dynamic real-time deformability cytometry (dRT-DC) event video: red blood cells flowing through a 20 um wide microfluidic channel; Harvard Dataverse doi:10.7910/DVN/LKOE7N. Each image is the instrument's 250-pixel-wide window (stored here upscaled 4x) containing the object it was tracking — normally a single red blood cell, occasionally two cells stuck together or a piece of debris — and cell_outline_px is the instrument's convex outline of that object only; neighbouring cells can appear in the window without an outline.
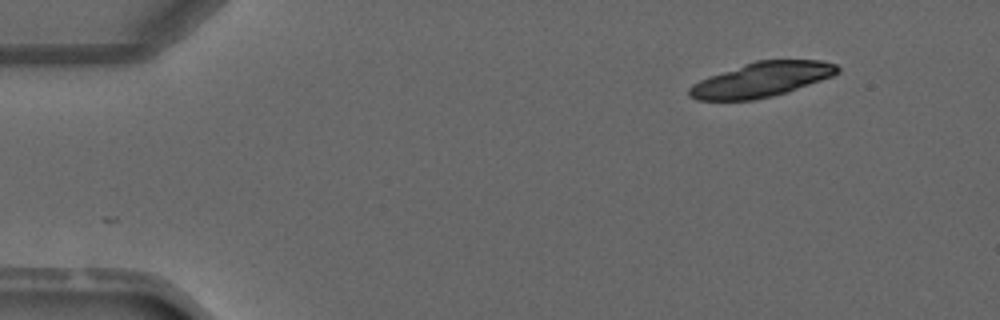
{"species": "common noctule bat (a hibernating species)", "species_latin": "Nyctalus noctula", "temperature_condition": "warm", "stored_images_in_passage": 4, "camera_frame_rate_fps": 3000, "um_per_image_px": 0.085, "animal": {"sex": "male", "forearm_length_mm": 52.5}, "frame": {"image": 1, "passage_image": 4, "time_ms": 3.667, "image_size_px": [1000, 320], "cell_outline_px": [[840, 72], [832, 76], [788, 92], [756, 100], [696, 100], [688, 96], [688, 88], [692, 84], [708, 76], [756, 60], [820, 60], [836, 64], [840, 68]], "centroid_in_image_um": [64.72, 6.77], "position_along_channel_um": 20.3, "area_um2": 30.06}}